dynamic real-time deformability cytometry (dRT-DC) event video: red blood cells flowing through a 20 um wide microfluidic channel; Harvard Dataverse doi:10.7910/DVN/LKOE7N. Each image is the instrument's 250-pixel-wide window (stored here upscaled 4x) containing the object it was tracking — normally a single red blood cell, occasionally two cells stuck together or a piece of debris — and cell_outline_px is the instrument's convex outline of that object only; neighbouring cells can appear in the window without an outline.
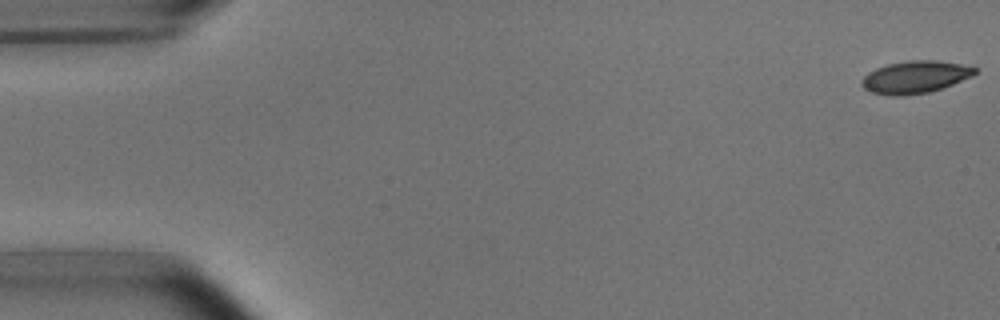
{"species": "common noctule bat (a hibernating species)", "species_latin": "Nyctalus noctula", "temperature_condition": "room temperature", "stored_images_in_passage": 5, "camera_frame_rate_fps": 3000, "um_per_image_px": 0.085, "animal": {"sex": "male", "body_mass_g": 15.6}, "frame": {"image": 1, "passage_image": 1, "time_ms": 0.0, "image_size_px": [1000, 320], "cell_outline_px": [[976, 72], [972, 76], [952, 84], [928, 92], [900, 96], [896, 96], [872, 92], [864, 88], [860, 84], [860, 80], [868, 72], [876, 68], [888, 64], [908, 60], [936, 60], [960, 64], [976, 68]], "centroid_in_image_um": [77.75, 6.54], "position_along_channel_um": 7.3, "area_um2": 21.1}}
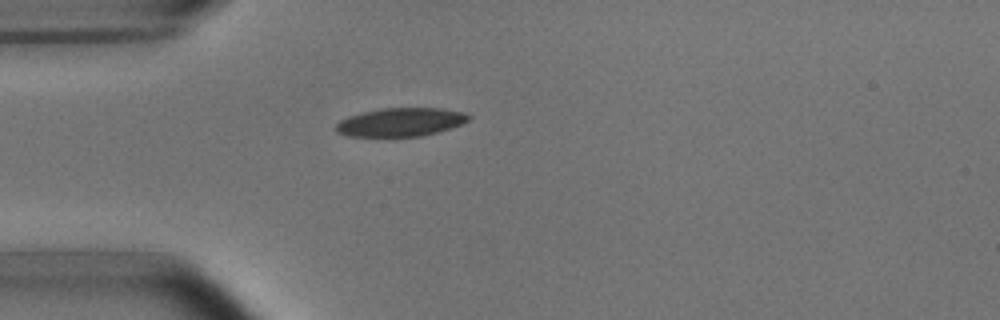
{"frame": {"image": 2, "passage_image": 5, "time_ms": 4.667, "image_size_px": [1000, 320], "cell_outline_px": [[472, 116], [468, 120], [452, 128], [420, 136], [392, 140], [388, 140], [348, 136], [336, 132], [336, 124], [340, 120], [348, 116], [380, 108], [444, 108], [464, 112]], "centroid_in_image_um": [34.01, 10.43], "position_along_channel_um": 51.0, "area_um2": 23.06}}